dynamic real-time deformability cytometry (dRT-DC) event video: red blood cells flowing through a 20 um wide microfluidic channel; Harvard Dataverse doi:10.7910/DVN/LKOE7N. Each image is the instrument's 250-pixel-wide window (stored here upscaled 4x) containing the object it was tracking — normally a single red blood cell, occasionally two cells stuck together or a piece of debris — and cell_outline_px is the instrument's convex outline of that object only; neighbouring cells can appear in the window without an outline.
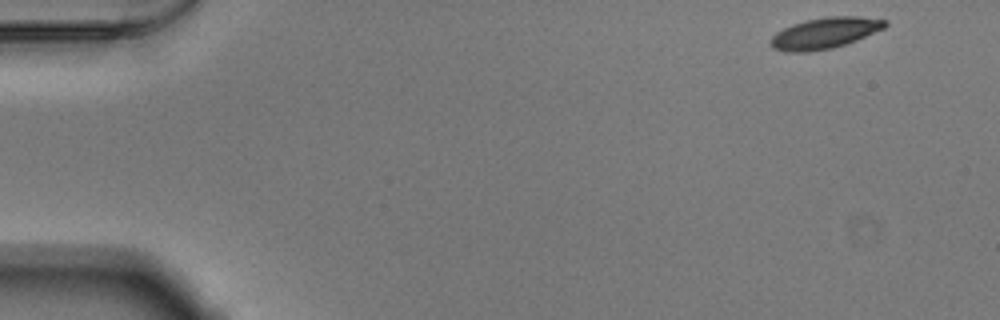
{"species": "Egyptian fruit bat (a non-hibernating species)", "species_latin": "Rousettus aegyptiacus", "temperature_condition": "warm", "stored_images_in_passage": 50, "camera_frame_rate_fps": 3000, "um_per_image_px": 0.085, "animal": {"sex": "male"}, "frame": {"image": 1, "passage_image": 1, "time_ms": 0.0, "image_size_px": [1000, 320], "cell_outline_px": [[888, 24], [884, 28], [856, 40], [832, 48], [808, 52], [788, 52], [772, 48], [768, 44], [768, 40], [776, 32], [792, 24], [804, 20], [824, 16], [860, 16], [888, 20]], "centroid_in_image_um": [70.07, 2.8], "position_along_channel_um": 14.9, "area_um2": 20.92}}
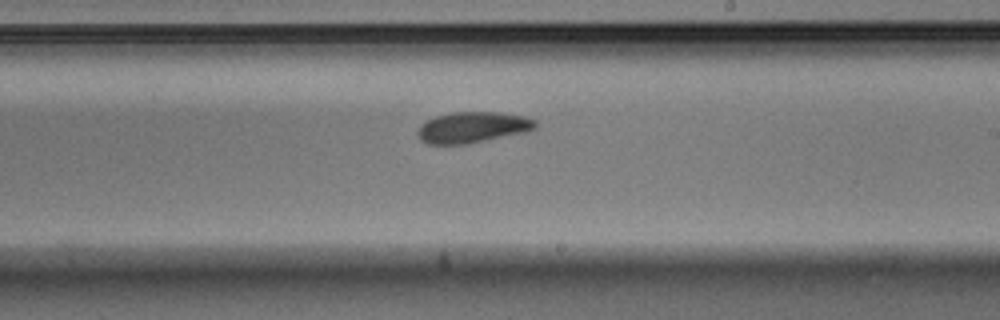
{"frame": {"image": 2, "passage_image": 29, "time_ms": 9.333, "image_size_px": [1000, 320], "cell_outline_px": [[536, 128], [524, 132], [468, 144], [428, 144], [420, 140], [416, 136], [416, 132], [420, 124], [424, 120], [436, 116], [452, 112], [496, 112], [524, 116], [536, 120]], "centroid_in_image_um": [40.1, 10.82], "position_along_channel_um": 248.9, "area_um2": 21.39}}
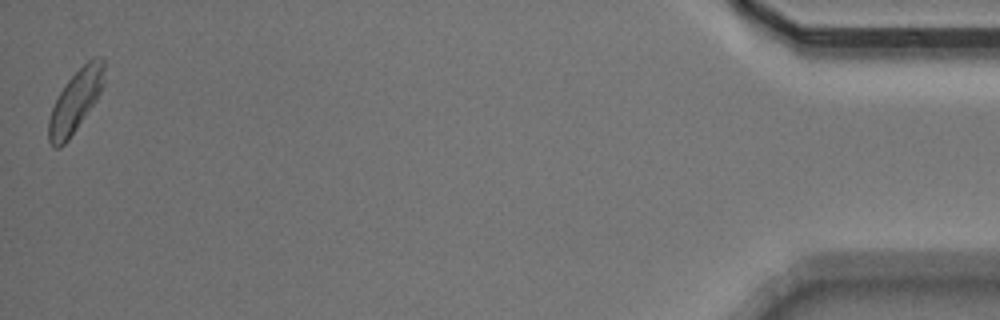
{"frame": {"image": 3, "passage_image": 50, "time_ms": 16.333, "image_size_px": [1000, 320], "cell_outline_px": [[104, 84], [96, 100], [68, 140], [60, 148], [56, 148], [48, 140], [48, 120], [52, 108], [60, 92], [68, 80], [92, 56], [100, 56], [104, 60]], "centroid_in_image_um": [6.43, 8.58], "position_along_channel_um": 428.8, "area_um2": 19.77}, "authors_computed_cell_mechanics": {"area_um2": 20.8947, "velocity_mm_per_s": 3.8278, "shape_relaxation_time_tau1_ms": 8.0821, "shape_relaxation_time_tau2_ms": 4.1112, "deformation_change_tau1": 0.164, "deformation_change_tau2": 0.0892}}